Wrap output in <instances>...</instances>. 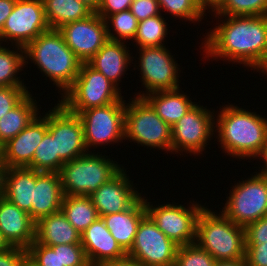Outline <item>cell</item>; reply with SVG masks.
<instances>
[{"instance_id": "1", "label": "cell", "mask_w": 267, "mask_h": 266, "mask_svg": "<svg viewBox=\"0 0 267 266\" xmlns=\"http://www.w3.org/2000/svg\"><path fill=\"white\" fill-rule=\"evenodd\" d=\"M214 17L218 25L209 28L200 45L203 58L243 64L255 72L267 54V15Z\"/></svg>"}, {"instance_id": "2", "label": "cell", "mask_w": 267, "mask_h": 266, "mask_svg": "<svg viewBox=\"0 0 267 266\" xmlns=\"http://www.w3.org/2000/svg\"><path fill=\"white\" fill-rule=\"evenodd\" d=\"M221 107L215 113L214 138L222 153L233 159L255 160L267 143V118L232 103Z\"/></svg>"}, {"instance_id": "3", "label": "cell", "mask_w": 267, "mask_h": 266, "mask_svg": "<svg viewBox=\"0 0 267 266\" xmlns=\"http://www.w3.org/2000/svg\"><path fill=\"white\" fill-rule=\"evenodd\" d=\"M24 53L25 65L29 60L34 63L41 74H45L46 81L48 77L53 82L61 96L73 84L82 64L58 29L43 32L24 48Z\"/></svg>"}, {"instance_id": "4", "label": "cell", "mask_w": 267, "mask_h": 266, "mask_svg": "<svg viewBox=\"0 0 267 266\" xmlns=\"http://www.w3.org/2000/svg\"><path fill=\"white\" fill-rule=\"evenodd\" d=\"M195 243L216 261L245 258L244 227L235 224L221 210L203 208L197 219Z\"/></svg>"}, {"instance_id": "5", "label": "cell", "mask_w": 267, "mask_h": 266, "mask_svg": "<svg viewBox=\"0 0 267 266\" xmlns=\"http://www.w3.org/2000/svg\"><path fill=\"white\" fill-rule=\"evenodd\" d=\"M125 165L99 151L87 152L62 165L60 176L65 196H89Z\"/></svg>"}, {"instance_id": "6", "label": "cell", "mask_w": 267, "mask_h": 266, "mask_svg": "<svg viewBox=\"0 0 267 266\" xmlns=\"http://www.w3.org/2000/svg\"><path fill=\"white\" fill-rule=\"evenodd\" d=\"M133 97L125 103L124 140L171 153V127L143 97Z\"/></svg>"}, {"instance_id": "7", "label": "cell", "mask_w": 267, "mask_h": 266, "mask_svg": "<svg viewBox=\"0 0 267 266\" xmlns=\"http://www.w3.org/2000/svg\"><path fill=\"white\" fill-rule=\"evenodd\" d=\"M122 91L101 72L82 63L73 84L58 101L70 112L78 114L93 107L105 106L120 100Z\"/></svg>"}, {"instance_id": "8", "label": "cell", "mask_w": 267, "mask_h": 266, "mask_svg": "<svg viewBox=\"0 0 267 266\" xmlns=\"http://www.w3.org/2000/svg\"><path fill=\"white\" fill-rule=\"evenodd\" d=\"M136 50L139 53L138 60H135V62L138 61L136 62L138 65L132 62L135 65L132 70H136L135 68L137 67L138 71H140V82L145 91L133 93L135 94L134 96L143 97L153 92L180 88V65L175 60L176 58L173 57L175 54L172 55L166 45L142 47L136 48Z\"/></svg>"}, {"instance_id": "9", "label": "cell", "mask_w": 267, "mask_h": 266, "mask_svg": "<svg viewBox=\"0 0 267 266\" xmlns=\"http://www.w3.org/2000/svg\"><path fill=\"white\" fill-rule=\"evenodd\" d=\"M253 174L231 186L225 205L220 208L227 218L243 227L267 215V179Z\"/></svg>"}, {"instance_id": "10", "label": "cell", "mask_w": 267, "mask_h": 266, "mask_svg": "<svg viewBox=\"0 0 267 266\" xmlns=\"http://www.w3.org/2000/svg\"><path fill=\"white\" fill-rule=\"evenodd\" d=\"M147 215L156 226L176 245L184 246L195 243L196 225L200 212L206 206L190 201L187 207L174 201L153 205L144 195Z\"/></svg>"}, {"instance_id": "11", "label": "cell", "mask_w": 267, "mask_h": 266, "mask_svg": "<svg viewBox=\"0 0 267 266\" xmlns=\"http://www.w3.org/2000/svg\"><path fill=\"white\" fill-rule=\"evenodd\" d=\"M198 103L171 127V154H203L215 132V111Z\"/></svg>"}, {"instance_id": "12", "label": "cell", "mask_w": 267, "mask_h": 266, "mask_svg": "<svg viewBox=\"0 0 267 266\" xmlns=\"http://www.w3.org/2000/svg\"><path fill=\"white\" fill-rule=\"evenodd\" d=\"M124 96L117 102L83 110L77 115L81 119L84 130L86 149L92 152L91 147L98 146L104 149L106 145L123 143L125 125Z\"/></svg>"}, {"instance_id": "13", "label": "cell", "mask_w": 267, "mask_h": 266, "mask_svg": "<svg viewBox=\"0 0 267 266\" xmlns=\"http://www.w3.org/2000/svg\"><path fill=\"white\" fill-rule=\"evenodd\" d=\"M49 29L42 0H16L0 32V44L25 48Z\"/></svg>"}, {"instance_id": "14", "label": "cell", "mask_w": 267, "mask_h": 266, "mask_svg": "<svg viewBox=\"0 0 267 266\" xmlns=\"http://www.w3.org/2000/svg\"><path fill=\"white\" fill-rule=\"evenodd\" d=\"M178 245L170 240L146 215L138 225L129 257L144 266H174Z\"/></svg>"}, {"instance_id": "15", "label": "cell", "mask_w": 267, "mask_h": 266, "mask_svg": "<svg viewBox=\"0 0 267 266\" xmlns=\"http://www.w3.org/2000/svg\"><path fill=\"white\" fill-rule=\"evenodd\" d=\"M48 110V132L55 138L56 154L64 161L86 154L83 124L79 116L59 101Z\"/></svg>"}, {"instance_id": "16", "label": "cell", "mask_w": 267, "mask_h": 266, "mask_svg": "<svg viewBox=\"0 0 267 266\" xmlns=\"http://www.w3.org/2000/svg\"><path fill=\"white\" fill-rule=\"evenodd\" d=\"M58 30L82 63H87L109 40L106 22L95 12L84 19L67 23Z\"/></svg>"}, {"instance_id": "17", "label": "cell", "mask_w": 267, "mask_h": 266, "mask_svg": "<svg viewBox=\"0 0 267 266\" xmlns=\"http://www.w3.org/2000/svg\"><path fill=\"white\" fill-rule=\"evenodd\" d=\"M45 113L38 114L16 137L0 148V168H25L31 164L36 147L48 131V111Z\"/></svg>"}, {"instance_id": "18", "label": "cell", "mask_w": 267, "mask_h": 266, "mask_svg": "<svg viewBox=\"0 0 267 266\" xmlns=\"http://www.w3.org/2000/svg\"><path fill=\"white\" fill-rule=\"evenodd\" d=\"M123 167L107 183L102 184L95 192L89 195L95 206L98 216H106L113 213L123 212L129 209L141 196L134 181L130 180Z\"/></svg>"}, {"instance_id": "19", "label": "cell", "mask_w": 267, "mask_h": 266, "mask_svg": "<svg viewBox=\"0 0 267 266\" xmlns=\"http://www.w3.org/2000/svg\"><path fill=\"white\" fill-rule=\"evenodd\" d=\"M81 245L91 266H100L127 255L106 227L102 217H98L81 233Z\"/></svg>"}, {"instance_id": "20", "label": "cell", "mask_w": 267, "mask_h": 266, "mask_svg": "<svg viewBox=\"0 0 267 266\" xmlns=\"http://www.w3.org/2000/svg\"><path fill=\"white\" fill-rule=\"evenodd\" d=\"M36 222L0 194V232L10 247L27 249L35 241Z\"/></svg>"}, {"instance_id": "21", "label": "cell", "mask_w": 267, "mask_h": 266, "mask_svg": "<svg viewBox=\"0 0 267 266\" xmlns=\"http://www.w3.org/2000/svg\"><path fill=\"white\" fill-rule=\"evenodd\" d=\"M35 185L34 169L0 168V194L30 217Z\"/></svg>"}, {"instance_id": "22", "label": "cell", "mask_w": 267, "mask_h": 266, "mask_svg": "<svg viewBox=\"0 0 267 266\" xmlns=\"http://www.w3.org/2000/svg\"><path fill=\"white\" fill-rule=\"evenodd\" d=\"M126 42L108 40L97 53L87 62L92 68L101 72L113 82L120 90V82L125 72L131 67L136 57L131 56L129 45ZM129 67V68H128ZM120 86V87H119Z\"/></svg>"}, {"instance_id": "23", "label": "cell", "mask_w": 267, "mask_h": 266, "mask_svg": "<svg viewBox=\"0 0 267 266\" xmlns=\"http://www.w3.org/2000/svg\"><path fill=\"white\" fill-rule=\"evenodd\" d=\"M64 196L60 173L36 171L31 218L37 222L60 211Z\"/></svg>"}, {"instance_id": "24", "label": "cell", "mask_w": 267, "mask_h": 266, "mask_svg": "<svg viewBox=\"0 0 267 266\" xmlns=\"http://www.w3.org/2000/svg\"><path fill=\"white\" fill-rule=\"evenodd\" d=\"M142 196L129 209L102 216L106 227L126 253L133 246L139 223L147 215L144 194Z\"/></svg>"}, {"instance_id": "25", "label": "cell", "mask_w": 267, "mask_h": 266, "mask_svg": "<svg viewBox=\"0 0 267 266\" xmlns=\"http://www.w3.org/2000/svg\"><path fill=\"white\" fill-rule=\"evenodd\" d=\"M35 240L45 246L81 244V234L62 211L44 216L36 222Z\"/></svg>"}, {"instance_id": "26", "label": "cell", "mask_w": 267, "mask_h": 266, "mask_svg": "<svg viewBox=\"0 0 267 266\" xmlns=\"http://www.w3.org/2000/svg\"><path fill=\"white\" fill-rule=\"evenodd\" d=\"M174 90L158 91L147 94L143 98L152 106L154 111L172 127L198 102H193L188 94Z\"/></svg>"}, {"instance_id": "27", "label": "cell", "mask_w": 267, "mask_h": 266, "mask_svg": "<svg viewBox=\"0 0 267 266\" xmlns=\"http://www.w3.org/2000/svg\"><path fill=\"white\" fill-rule=\"evenodd\" d=\"M29 92L14 108L0 118V148L16 137L40 114L39 101Z\"/></svg>"}, {"instance_id": "28", "label": "cell", "mask_w": 267, "mask_h": 266, "mask_svg": "<svg viewBox=\"0 0 267 266\" xmlns=\"http://www.w3.org/2000/svg\"><path fill=\"white\" fill-rule=\"evenodd\" d=\"M45 17L50 29L84 19L93 11L79 0H42Z\"/></svg>"}, {"instance_id": "29", "label": "cell", "mask_w": 267, "mask_h": 266, "mask_svg": "<svg viewBox=\"0 0 267 266\" xmlns=\"http://www.w3.org/2000/svg\"><path fill=\"white\" fill-rule=\"evenodd\" d=\"M60 210L80 234L99 217L89 196H64Z\"/></svg>"}, {"instance_id": "30", "label": "cell", "mask_w": 267, "mask_h": 266, "mask_svg": "<svg viewBox=\"0 0 267 266\" xmlns=\"http://www.w3.org/2000/svg\"><path fill=\"white\" fill-rule=\"evenodd\" d=\"M7 46L0 44V87L25 86L24 79L20 78V72L27 67L24 48L10 45L12 50Z\"/></svg>"}, {"instance_id": "31", "label": "cell", "mask_w": 267, "mask_h": 266, "mask_svg": "<svg viewBox=\"0 0 267 266\" xmlns=\"http://www.w3.org/2000/svg\"><path fill=\"white\" fill-rule=\"evenodd\" d=\"M167 19L164 18L162 14L146 18L139 21L137 32L134 37L135 44L132 46L137 48L142 47H157L165 46L166 37L168 33L170 34V29L168 30ZM169 31V32H168Z\"/></svg>"}, {"instance_id": "32", "label": "cell", "mask_w": 267, "mask_h": 266, "mask_svg": "<svg viewBox=\"0 0 267 266\" xmlns=\"http://www.w3.org/2000/svg\"><path fill=\"white\" fill-rule=\"evenodd\" d=\"M65 162L56 154L55 138L47 131L36 147L33 160L27 167L38 172L59 173Z\"/></svg>"}, {"instance_id": "33", "label": "cell", "mask_w": 267, "mask_h": 266, "mask_svg": "<svg viewBox=\"0 0 267 266\" xmlns=\"http://www.w3.org/2000/svg\"><path fill=\"white\" fill-rule=\"evenodd\" d=\"M108 39L111 41L126 42L133 41L139 21L131 13L125 10L114 13L105 19Z\"/></svg>"}, {"instance_id": "34", "label": "cell", "mask_w": 267, "mask_h": 266, "mask_svg": "<svg viewBox=\"0 0 267 266\" xmlns=\"http://www.w3.org/2000/svg\"><path fill=\"white\" fill-rule=\"evenodd\" d=\"M162 12L169 13L174 19L177 17L182 22L190 21L196 24L207 16L199 8L196 0H158Z\"/></svg>"}, {"instance_id": "35", "label": "cell", "mask_w": 267, "mask_h": 266, "mask_svg": "<svg viewBox=\"0 0 267 266\" xmlns=\"http://www.w3.org/2000/svg\"><path fill=\"white\" fill-rule=\"evenodd\" d=\"M213 16L267 15V0H225Z\"/></svg>"}, {"instance_id": "36", "label": "cell", "mask_w": 267, "mask_h": 266, "mask_svg": "<svg viewBox=\"0 0 267 266\" xmlns=\"http://www.w3.org/2000/svg\"><path fill=\"white\" fill-rule=\"evenodd\" d=\"M216 260L196 243L178 246L174 266H215Z\"/></svg>"}, {"instance_id": "37", "label": "cell", "mask_w": 267, "mask_h": 266, "mask_svg": "<svg viewBox=\"0 0 267 266\" xmlns=\"http://www.w3.org/2000/svg\"><path fill=\"white\" fill-rule=\"evenodd\" d=\"M26 250L32 266H60L59 245L48 247L35 240Z\"/></svg>"}, {"instance_id": "38", "label": "cell", "mask_w": 267, "mask_h": 266, "mask_svg": "<svg viewBox=\"0 0 267 266\" xmlns=\"http://www.w3.org/2000/svg\"><path fill=\"white\" fill-rule=\"evenodd\" d=\"M60 266H91L81 244L59 245Z\"/></svg>"}, {"instance_id": "39", "label": "cell", "mask_w": 267, "mask_h": 266, "mask_svg": "<svg viewBox=\"0 0 267 266\" xmlns=\"http://www.w3.org/2000/svg\"><path fill=\"white\" fill-rule=\"evenodd\" d=\"M29 92L27 86L0 87V118L14 108Z\"/></svg>"}, {"instance_id": "40", "label": "cell", "mask_w": 267, "mask_h": 266, "mask_svg": "<svg viewBox=\"0 0 267 266\" xmlns=\"http://www.w3.org/2000/svg\"><path fill=\"white\" fill-rule=\"evenodd\" d=\"M245 244H262L267 242V215L244 227Z\"/></svg>"}, {"instance_id": "41", "label": "cell", "mask_w": 267, "mask_h": 266, "mask_svg": "<svg viewBox=\"0 0 267 266\" xmlns=\"http://www.w3.org/2000/svg\"><path fill=\"white\" fill-rule=\"evenodd\" d=\"M129 10L138 21L162 14L158 0H134Z\"/></svg>"}, {"instance_id": "42", "label": "cell", "mask_w": 267, "mask_h": 266, "mask_svg": "<svg viewBox=\"0 0 267 266\" xmlns=\"http://www.w3.org/2000/svg\"><path fill=\"white\" fill-rule=\"evenodd\" d=\"M245 259L248 266H267V242L245 244Z\"/></svg>"}, {"instance_id": "43", "label": "cell", "mask_w": 267, "mask_h": 266, "mask_svg": "<svg viewBox=\"0 0 267 266\" xmlns=\"http://www.w3.org/2000/svg\"><path fill=\"white\" fill-rule=\"evenodd\" d=\"M28 262L27 250L20 247H10L0 253V266H25Z\"/></svg>"}, {"instance_id": "44", "label": "cell", "mask_w": 267, "mask_h": 266, "mask_svg": "<svg viewBox=\"0 0 267 266\" xmlns=\"http://www.w3.org/2000/svg\"><path fill=\"white\" fill-rule=\"evenodd\" d=\"M133 1L134 0H101L99 8L95 13L105 20L114 13L128 10Z\"/></svg>"}, {"instance_id": "45", "label": "cell", "mask_w": 267, "mask_h": 266, "mask_svg": "<svg viewBox=\"0 0 267 266\" xmlns=\"http://www.w3.org/2000/svg\"><path fill=\"white\" fill-rule=\"evenodd\" d=\"M16 0H0V32L6 22V19L13 11Z\"/></svg>"}, {"instance_id": "46", "label": "cell", "mask_w": 267, "mask_h": 266, "mask_svg": "<svg viewBox=\"0 0 267 266\" xmlns=\"http://www.w3.org/2000/svg\"><path fill=\"white\" fill-rule=\"evenodd\" d=\"M199 8L205 12H209V14H214L224 3L225 0H196Z\"/></svg>"}, {"instance_id": "47", "label": "cell", "mask_w": 267, "mask_h": 266, "mask_svg": "<svg viewBox=\"0 0 267 266\" xmlns=\"http://www.w3.org/2000/svg\"><path fill=\"white\" fill-rule=\"evenodd\" d=\"M100 266H144V265H142L136 259L126 255L125 257H123L121 259L109 261V262H106Z\"/></svg>"}, {"instance_id": "48", "label": "cell", "mask_w": 267, "mask_h": 266, "mask_svg": "<svg viewBox=\"0 0 267 266\" xmlns=\"http://www.w3.org/2000/svg\"><path fill=\"white\" fill-rule=\"evenodd\" d=\"M261 160L262 159V164L260 165V167H262V169L259 167L258 171L256 172L258 175L264 177L265 179H267V143L265 144V146L263 147V149L261 150L260 154L255 158Z\"/></svg>"}, {"instance_id": "49", "label": "cell", "mask_w": 267, "mask_h": 266, "mask_svg": "<svg viewBox=\"0 0 267 266\" xmlns=\"http://www.w3.org/2000/svg\"><path fill=\"white\" fill-rule=\"evenodd\" d=\"M215 266H248L245 258L238 260L216 261Z\"/></svg>"}, {"instance_id": "50", "label": "cell", "mask_w": 267, "mask_h": 266, "mask_svg": "<svg viewBox=\"0 0 267 266\" xmlns=\"http://www.w3.org/2000/svg\"><path fill=\"white\" fill-rule=\"evenodd\" d=\"M87 5L93 12H96L99 8L101 0H79Z\"/></svg>"}, {"instance_id": "51", "label": "cell", "mask_w": 267, "mask_h": 266, "mask_svg": "<svg viewBox=\"0 0 267 266\" xmlns=\"http://www.w3.org/2000/svg\"><path fill=\"white\" fill-rule=\"evenodd\" d=\"M8 248H10V246L8 245V243L4 240V238L2 237V234L0 232V253L6 251Z\"/></svg>"}, {"instance_id": "52", "label": "cell", "mask_w": 267, "mask_h": 266, "mask_svg": "<svg viewBox=\"0 0 267 266\" xmlns=\"http://www.w3.org/2000/svg\"><path fill=\"white\" fill-rule=\"evenodd\" d=\"M267 66V54L262 62V64L256 69V72H261Z\"/></svg>"}, {"instance_id": "53", "label": "cell", "mask_w": 267, "mask_h": 266, "mask_svg": "<svg viewBox=\"0 0 267 266\" xmlns=\"http://www.w3.org/2000/svg\"><path fill=\"white\" fill-rule=\"evenodd\" d=\"M261 73H262V76H265V75L267 76V66L260 72V74Z\"/></svg>"}, {"instance_id": "54", "label": "cell", "mask_w": 267, "mask_h": 266, "mask_svg": "<svg viewBox=\"0 0 267 266\" xmlns=\"http://www.w3.org/2000/svg\"><path fill=\"white\" fill-rule=\"evenodd\" d=\"M25 266H32V265L29 262H27Z\"/></svg>"}]
</instances>
